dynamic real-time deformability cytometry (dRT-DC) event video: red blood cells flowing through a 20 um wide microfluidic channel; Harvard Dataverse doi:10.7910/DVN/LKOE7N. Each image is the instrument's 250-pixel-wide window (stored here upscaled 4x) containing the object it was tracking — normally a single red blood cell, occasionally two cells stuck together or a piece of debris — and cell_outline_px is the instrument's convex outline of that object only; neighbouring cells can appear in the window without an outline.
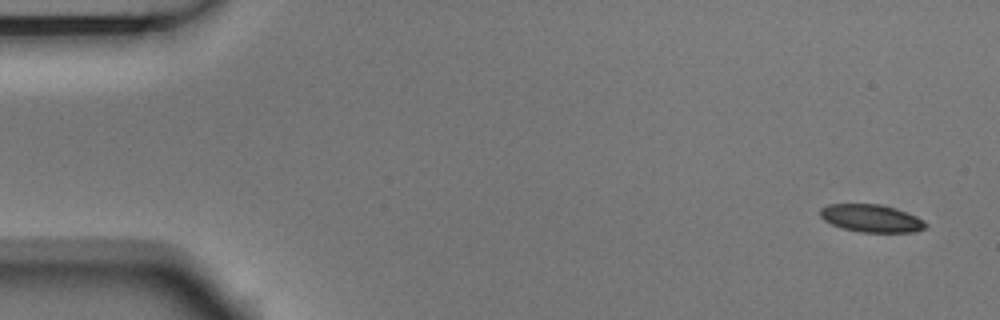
{"species": "Egyptian fruit bat (a non-hibernating species)", "species_latin": "Rousettus aegyptiacus", "temperature_condition": "room temperature", "stored_images_in_passage": 7, "camera_frame_rate_fps": 3000, "um_per_image_px": 0.085, "animal": {"sex": "male"}, "frame": {"image": 1, "passage_image": 1, "time_ms": 0.0, "image_size_px": [1000, 320], "cell_outline_px": [[928, 228], [912, 232], [860, 232], [844, 228], [832, 224], [824, 220], [820, 216], [820, 208], [828, 204], [880, 204], [916, 216], [924, 220], [928, 224]], "centroid_in_image_um": [74.07, 18.56], "position_along_channel_um": 10.9, "area_um2": 16.88}}
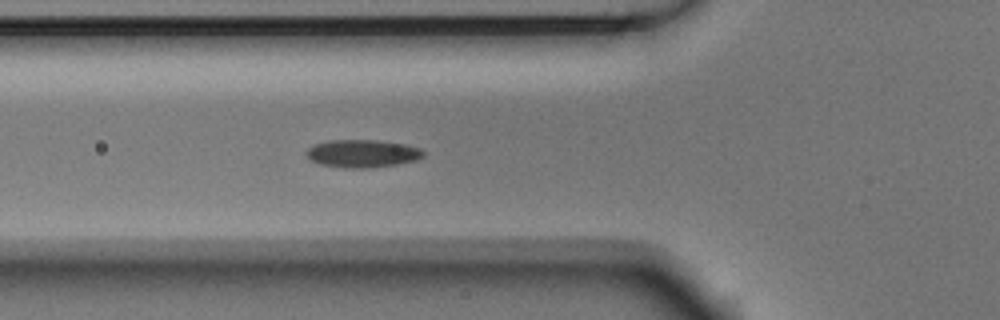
{"frame": {"image": 2, "passage_image": 6, "time_ms": 1.667, "image_size_px": [1000, 320], "cell_outline_px": [[424, 156], [416, 160], [396, 164], [368, 168], [344, 168], [320, 164], [312, 160], [304, 152], [312, 144], [328, 140], [380, 140], [404, 144], [420, 148], [424, 152]], "centroid_in_image_um": [30.78, 13.04], "position_along_channel_um": 95.0, "area_um2": 19.02}}